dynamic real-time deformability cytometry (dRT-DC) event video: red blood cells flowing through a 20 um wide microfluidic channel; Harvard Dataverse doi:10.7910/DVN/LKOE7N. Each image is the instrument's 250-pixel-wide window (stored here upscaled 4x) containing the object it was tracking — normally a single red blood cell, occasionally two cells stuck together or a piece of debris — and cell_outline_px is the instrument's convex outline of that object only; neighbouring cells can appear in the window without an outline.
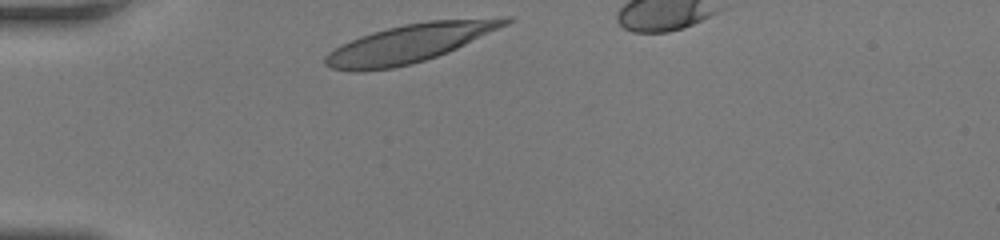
{"species": "human", "species_latin": "Homo sapiens", "temperature_condition": "room temperature", "stored_images_in_passage": 28, "camera_frame_rate_fps": 3000, "um_per_image_px": 0.085, "donor": {"sex": "female"}, "frame": {"image": 1, "passage_image": 1, "time_ms": 0.0, "image_size_px": [1000, 240], "cell_outline_px": [[512, 20], [508, 24], [448, 52], [412, 64], [392, 68], [364, 72], [352, 72], [332, 68], [324, 64], [324, 56], [328, 52], [340, 44], [360, 36], [372, 32], [404, 24], [428, 20], [504, 16], [512, 16]], "centroid_in_image_um": [34.81, 3.67], "position_along_channel_um": 50.2, "area_um2": 40.52}}
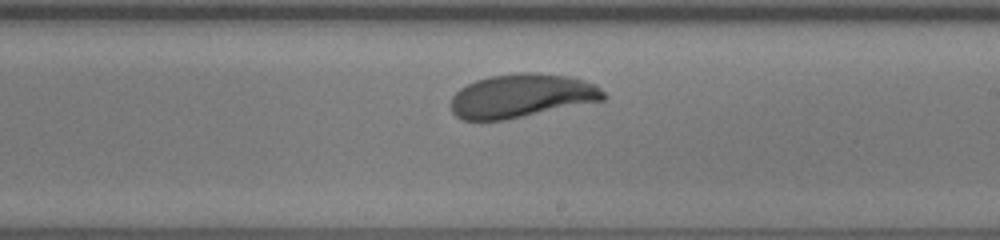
{"frame": {"image": 2, "passage_image": 17, "time_ms": 5.333, "image_size_px": [1000, 240], "cell_outline_px": [[608, 96], [604, 100], [504, 120], [464, 120], [456, 116], [452, 112], [448, 104], [452, 96], [460, 88], [476, 80], [488, 76], [520, 72], [536, 72], [572, 76], [596, 84]], "centroid_in_image_um": [44.33, 8.13], "position_along_channel_um": 244.7, "area_um2": 39.19}}
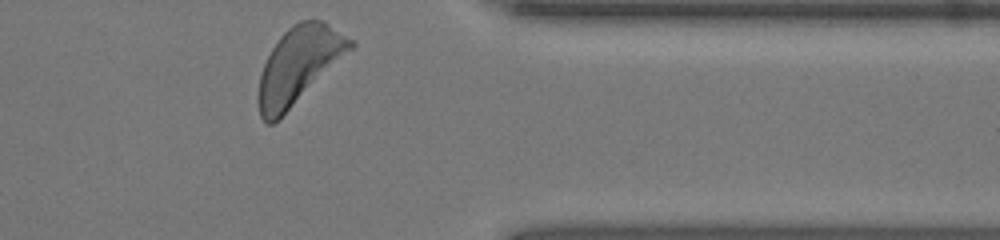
{"frame": {"image": 3, "passage_image": 28, "time_ms": 9.0, "image_size_px": [1000, 240], "cell_outline_px": [[356, 44], [352, 48], [272, 124], [268, 124], [260, 116], [256, 100], [260, 76], [264, 64], [272, 48], [280, 36], [292, 24], [300, 20], [324, 20], [352, 40]], "centroid_in_image_um": [25.35, 5.51], "position_along_channel_um": 386.0, "area_um2": 39.82}, "authors_computed_cell_mechanics": {"area_um2": 38.9572, "velocity_mm_per_s": 4.1009, "shape_relaxation_time_tau1_ms": 3.1275, "shape_relaxation_time_tau2_ms": 1.0494, "deformation_change_tau1": 0.1524, "deformation_change_tau2": 0.0657}}